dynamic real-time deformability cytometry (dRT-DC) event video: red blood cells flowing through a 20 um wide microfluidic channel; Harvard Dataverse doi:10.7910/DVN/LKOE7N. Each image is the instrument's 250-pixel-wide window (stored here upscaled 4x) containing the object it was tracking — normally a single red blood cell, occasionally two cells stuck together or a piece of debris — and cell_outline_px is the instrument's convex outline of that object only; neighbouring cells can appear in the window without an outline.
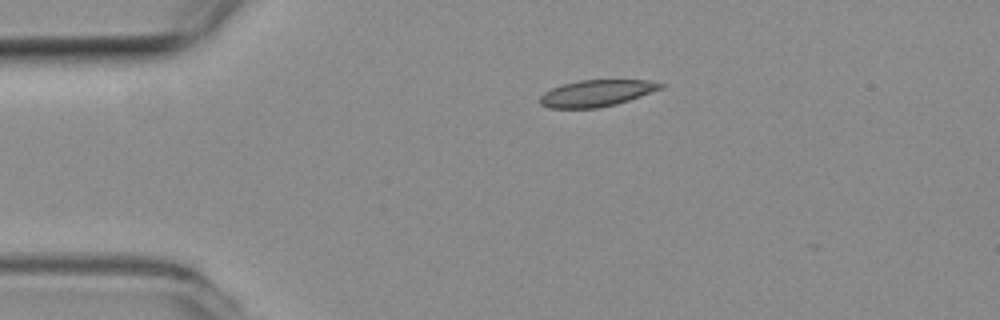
{"species": "common noctule bat (a hibernating species)", "species_latin": "Nyctalus noctula", "temperature_condition": "room temperature", "stored_images_in_passage": 6, "camera_frame_rate_fps": 3000, "um_per_image_px": 0.085, "animal": {"sex": "female", "body_mass_g": 19.3, "forearm_length_mm": 54.1}, "frame": {"image": 1, "passage_image": 1, "time_ms": 0.0, "image_size_px": [1000, 320], "cell_outline_px": [[664, 84], [660, 88], [640, 96], [616, 104], [596, 108], [548, 108], [540, 104], [540, 96], [544, 92], [552, 88], [564, 84], [580, 80], [648, 80]], "centroid_in_image_um": [50.65, 7.92], "position_along_channel_um": 34.3, "area_um2": 18.38}}